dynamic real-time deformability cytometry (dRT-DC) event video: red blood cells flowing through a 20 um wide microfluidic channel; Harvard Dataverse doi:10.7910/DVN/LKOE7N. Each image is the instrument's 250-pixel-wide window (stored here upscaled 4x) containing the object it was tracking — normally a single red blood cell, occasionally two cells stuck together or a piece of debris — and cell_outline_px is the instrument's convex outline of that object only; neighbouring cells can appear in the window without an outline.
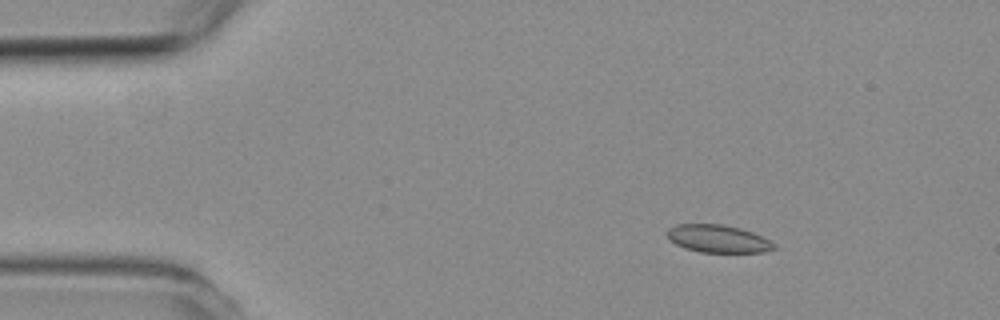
{"species": "common noctule bat (a hibernating species)", "species_latin": "Nyctalus noctula", "temperature_condition": "room temperature", "stored_images_in_passage": 4, "camera_frame_rate_fps": 3000, "um_per_image_px": 0.085, "animal": {"sex": "female", "body_mass_g": 19.3, "forearm_length_mm": 54.1}, "frame": {"image": 1, "passage_image": 2, "time_ms": 1.333, "image_size_px": [1000, 320], "cell_outline_px": [[776, 248], [764, 252], [700, 252], [684, 248], [676, 244], [668, 236], [668, 228], [676, 224], [724, 224], [740, 228], [752, 232], [776, 244]], "centroid_in_image_um": [61.04, 20.29], "position_along_channel_um": 24.0, "area_um2": 17.11}}